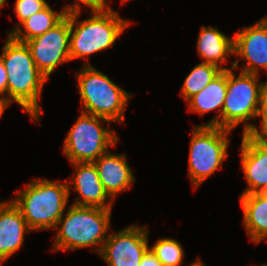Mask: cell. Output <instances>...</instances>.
<instances>
[{"label": "cell", "instance_id": "1", "mask_svg": "<svg viewBox=\"0 0 267 266\" xmlns=\"http://www.w3.org/2000/svg\"><path fill=\"white\" fill-rule=\"evenodd\" d=\"M0 57L8 75L7 101L17 102L32 120L39 121L43 110L38 99L47 78L37 69L28 46L7 35Z\"/></svg>", "mask_w": 267, "mask_h": 266}, {"label": "cell", "instance_id": "2", "mask_svg": "<svg viewBox=\"0 0 267 266\" xmlns=\"http://www.w3.org/2000/svg\"><path fill=\"white\" fill-rule=\"evenodd\" d=\"M110 218L111 208L71 204L65 217L62 215L58 220L53 250H74L100 245V248L94 249L99 254L108 238Z\"/></svg>", "mask_w": 267, "mask_h": 266}, {"label": "cell", "instance_id": "3", "mask_svg": "<svg viewBox=\"0 0 267 266\" xmlns=\"http://www.w3.org/2000/svg\"><path fill=\"white\" fill-rule=\"evenodd\" d=\"M70 192L68 182L34 179L19 194L16 192L13 203L20 209L32 231L55 229L64 215Z\"/></svg>", "mask_w": 267, "mask_h": 266}, {"label": "cell", "instance_id": "4", "mask_svg": "<svg viewBox=\"0 0 267 266\" xmlns=\"http://www.w3.org/2000/svg\"><path fill=\"white\" fill-rule=\"evenodd\" d=\"M80 12L69 14L70 59L88 58L113 46L130 21L122 19L114 10L93 12L88 19L77 21ZM77 24V25H75Z\"/></svg>", "mask_w": 267, "mask_h": 266}, {"label": "cell", "instance_id": "5", "mask_svg": "<svg viewBox=\"0 0 267 266\" xmlns=\"http://www.w3.org/2000/svg\"><path fill=\"white\" fill-rule=\"evenodd\" d=\"M83 113L122 123L131 94L113 83L90 64L76 72Z\"/></svg>", "mask_w": 267, "mask_h": 266}, {"label": "cell", "instance_id": "6", "mask_svg": "<svg viewBox=\"0 0 267 266\" xmlns=\"http://www.w3.org/2000/svg\"><path fill=\"white\" fill-rule=\"evenodd\" d=\"M237 67L236 60L231 69H227V90L222 108L221 128L233 130L245 122L243 134H246L253 126L246 121L257 117L265 82H259L257 74L242 71L236 77L232 70Z\"/></svg>", "mask_w": 267, "mask_h": 266}, {"label": "cell", "instance_id": "7", "mask_svg": "<svg viewBox=\"0 0 267 266\" xmlns=\"http://www.w3.org/2000/svg\"><path fill=\"white\" fill-rule=\"evenodd\" d=\"M230 131L218 126L199 125L193 128L188 164V175L193 187L197 188L222 167L223 160L228 156Z\"/></svg>", "mask_w": 267, "mask_h": 266}, {"label": "cell", "instance_id": "8", "mask_svg": "<svg viewBox=\"0 0 267 266\" xmlns=\"http://www.w3.org/2000/svg\"><path fill=\"white\" fill-rule=\"evenodd\" d=\"M98 119L111 123L106 118L82 112L67 134L63 152L71 163L94 162L118 141L115 132L103 127Z\"/></svg>", "mask_w": 267, "mask_h": 266}, {"label": "cell", "instance_id": "9", "mask_svg": "<svg viewBox=\"0 0 267 266\" xmlns=\"http://www.w3.org/2000/svg\"><path fill=\"white\" fill-rule=\"evenodd\" d=\"M37 69L47 78L60 64L70 59L69 14L42 35L25 42Z\"/></svg>", "mask_w": 267, "mask_h": 266}, {"label": "cell", "instance_id": "10", "mask_svg": "<svg viewBox=\"0 0 267 266\" xmlns=\"http://www.w3.org/2000/svg\"><path fill=\"white\" fill-rule=\"evenodd\" d=\"M149 248L147 227L132 225L109 234L99 255L109 266H140Z\"/></svg>", "mask_w": 267, "mask_h": 266}, {"label": "cell", "instance_id": "11", "mask_svg": "<svg viewBox=\"0 0 267 266\" xmlns=\"http://www.w3.org/2000/svg\"><path fill=\"white\" fill-rule=\"evenodd\" d=\"M233 39L234 54L247 61L242 72L258 75L260 69L267 71V17L243 28Z\"/></svg>", "mask_w": 267, "mask_h": 266}, {"label": "cell", "instance_id": "12", "mask_svg": "<svg viewBox=\"0 0 267 266\" xmlns=\"http://www.w3.org/2000/svg\"><path fill=\"white\" fill-rule=\"evenodd\" d=\"M241 165L248 188L241 195L267 192V138L242 134Z\"/></svg>", "mask_w": 267, "mask_h": 266}, {"label": "cell", "instance_id": "13", "mask_svg": "<svg viewBox=\"0 0 267 266\" xmlns=\"http://www.w3.org/2000/svg\"><path fill=\"white\" fill-rule=\"evenodd\" d=\"M76 169V175L70 180L73 189L80 195L74 201V205L93 206L100 208H112V199H107L109 195L99 178L97 167L94 162L72 163ZM106 199L109 200L106 202Z\"/></svg>", "mask_w": 267, "mask_h": 266}, {"label": "cell", "instance_id": "14", "mask_svg": "<svg viewBox=\"0 0 267 266\" xmlns=\"http://www.w3.org/2000/svg\"><path fill=\"white\" fill-rule=\"evenodd\" d=\"M31 231L13 201L0 202V264L21 248L25 232Z\"/></svg>", "mask_w": 267, "mask_h": 266}, {"label": "cell", "instance_id": "15", "mask_svg": "<svg viewBox=\"0 0 267 266\" xmlns=\"http://www.w3.org/2000/svg\"><path fill=\"white\" fill-rule=\"evenodd\" d=\"M99 178L109 199L114 201L121 191L129 189L136 180L132 174L125 154H111L106 152L94 161Z\"/></svg>", "mask_w": 267, "mask_h": 266}, {"label": "cell", "instance_id": "16", "mask_svg": "<svg viewBox=\"0 0 267 266\" xmlns=\"http://www.w3.org/2000/svg\"><path fill=\"white\" fill-rule=\"evenodd\" d=\"M227 90V70H223L216 76L202 91L196 93L186 102L189 111L205 114L210 111H217V115L203 126H218L221 128L222 108ZM219 108V110H218ZM220 118V119H219Z\"/></svg>", "mask_w": 267, "mask_h": 266}, {"label": "cell", "instance_id": "17", "mask_svg": "<svg viewBox=\"0 0 267 266\" xmlns=\"http://www.w3.org/2000/svg\"><path fill=\"white\" fill-rule=\"evenodd\" d=\"M75 12H81L79 3L63 7L59 13L53 11L48 4L43 10L30 16L21 25L18 23L7 35H11L15 40L25 43L32 38L44 34L57 25L66 15ZM22 26L24 27V32L22 31Z\"/></svg>", "mask_w": 267, "mask_h": 266}, {"label": "cell", "instance_id": "18", "mask_svg": "<svg viewBox=\"0 0 267 266\" xmlns=\"http://www.w3.org/2000/svg\"><path fill=\"white\" fill-rule=\"evenodd\" d=\"M243 208V224L254 243L267 237V192L240 196Z\"/></svg>", "mask_w": 267, "mask_h": 266}, {"label": "cell", "instance_id": "19", "mask_svg": "<svg viewBox=\"0 0 267 266\" xmlns=\"http://www.w3.org/2000/svg\"><path fill=\"white\" fill-rule=\"evenodd\" d=\"M197 50L203 62L220 67L229 55L234 54V39L228 38L214 27H201Z\"/></svg>", "mask_w": 267, "mask_h": 266}, {"label": "cell", "instance_id": "20", "mask_svg": "<svg viewBox=\"0 0 267 266\" xmlns=\"http://www.w3.org/2000/svg\"><path fill=\"white\" fill-rule=\"evenodd\" d=\"M227 69L231 68L218 67L205 62L199 63L185 78L181 87V96L187 101L193 95L202 91L223 70Z\"/></svg>", "mask_w": 267, "mask_h": 266}, {"label": "cell", "instance_id": "21", "mask_svg": "<svg viewBox=\"0 0 267 266\" xmlns=\"http://www.w3.org/2000/svg\"><path fill=\"white\" fill-rule=\"evenodd\" d=\"M150 250L163 266H179L183 261L184 250L176 239H159Z\"/></svg>", "mask_w": 267, "mask_h": 266}, {"label": "cell", "instance_id": "22", "mask_svg": "<svg viewBox=\"0 0 267 266\" xmlns=\"http://www.w3.org/2000/svg\"><path fill=\"white\" fill-rule=\"evenodd\" d=\"M48 3L46 0H16L14 11L19 23L22 24L30 16L43 10Z\"/></svg>", "mask_w": 267, "mask_h": 266}, {"label": "cell", "instance_id": "23", "mask_svg": "<svg viewBox=\"0 0 267 266\" xmlns=\"http://www.w3.org/2000/svg\"><path fill=\"white\" fill-rule=\"evenodd\" d=\"M257 117H261V132L253 124L246 134L257 138H267V81L262 89Z\"/></svg>", "mask_w": 267, "mask_h": 266}, {"label": "cell", "instance_id": "24", "mask_svg": "<svg viewBox=\"0 0 267 266\" xmlns=\"http://www.w3.org/2000/svg\"><path fill=\"white\" fill-rule=\"evenodd\" d=\"M78 1L88 6L92 12L100 11L105 8L113 10L109 5H107V0H78Z\"/></svg>", "mask_w": 267, "mask_h": 266}, {"label": "cell", "instance_id": "25", "mask_svg": "<svg viewBox=\"0 0 267 266\" xmlns=\"http://www.w3.org/2000/svg\"><path fill=\"white\" fill-rule=\"evenodd\" d=\"M140 266H163L150 248L142 256Z\"/></svg>", "mask_w": 267, "mask_h": 266}, {"label": "cell", "instance_id": "26", "mask_svg": "<svg viewBox=\"0 0 267 266\" xmlns=\"http://www.w3.org/2000/svg\"><path fill=\"white\" fill-rule=\"evenodd\" d=\"M7 83H8L7 71L0 57V95L2 94L3 96L0 98L6 99V100H7V97H5V95L7 94Z\"/></svg>", "mask_w": 267, "mask_h": 266}, {"label": "cell", "instance_id": "27", "mask_svg": "<svg viewBox=\"0 0 267 266\" xmlns=\"http://www.w3.org/2000/svg\"><path fill=\"white\" fill-rule=\"evenodd\" d=\"M9 102L6 99L0 98V118L2 117V113L5 111L6 107L9 106Z\"/></svg>", "mask_w": 267, "mask_h": 266}, {"label": "cell", "instance_id": "28", "mask_svg": "<svg viewBox=\"0 0 267 266\" xmlns=\"http://www.w3.org/2000/svg\"><path fill=\"white\" fill-rule=\"evenodd\" d=\"M188 266H205V265L201 260L198 259Z\"/></svg>", "mask_w": 267, "mask_h": 266}, {"label": "cell", "instance_id": "29", "mask_svg": "<svg viewBox=\"0 0 267 266\" xmlns=\"http://www.w3.org/2000/svg\"><path fill=\"white\" fill-rule=\"evenodd\" d=\"M5 2H6V0H0V9H1V7H3L5 5L4 4Z\"/></svg>", "mask_w": 267, "mask_h": 266}]
</instances>
